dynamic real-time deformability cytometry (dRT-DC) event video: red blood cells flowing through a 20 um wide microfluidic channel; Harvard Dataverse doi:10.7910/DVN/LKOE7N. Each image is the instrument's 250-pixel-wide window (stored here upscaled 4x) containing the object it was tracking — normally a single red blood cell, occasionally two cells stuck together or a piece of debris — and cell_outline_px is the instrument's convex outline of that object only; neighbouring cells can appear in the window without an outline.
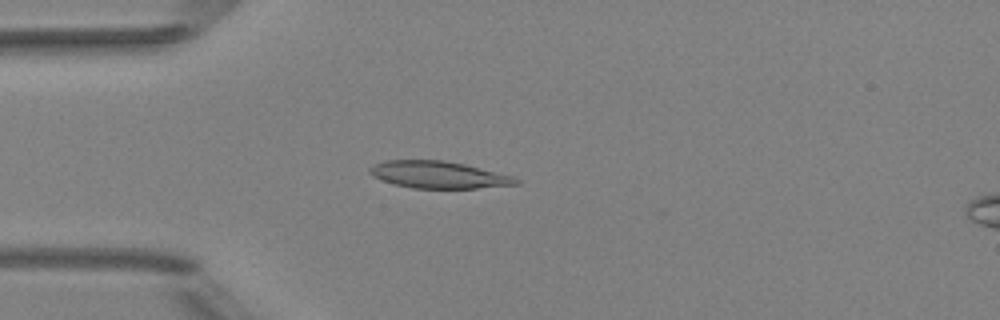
{"species": "Egyptian fruit bat (a non-hibernating species)", "species_latin": "Rousettus aegyptiacus", "temperature_condition": "room temperature", "stored_images_in_passage": 2, "camera_frame_rate_fps": 3000, "um_per_image_px": 0.085, "animal": {"sex": "female"}, "frame": {"image": 1, "passage_image": 2, "time_ms": 1.0, "image_size_px": [1000, 320], "cell_outline_px": [[520, 184], [476, 188], [412, 188], [396, 184], [372, 176], [368, 172], [368, 168], [376, 164], [388, 160], [444, 160], [464, 164], [512, 176], [520, 180]], "centroid_in_image_um": [37.27, 14.85], "position_along_channel_um": 47.7, "area_um2": 22.77}}